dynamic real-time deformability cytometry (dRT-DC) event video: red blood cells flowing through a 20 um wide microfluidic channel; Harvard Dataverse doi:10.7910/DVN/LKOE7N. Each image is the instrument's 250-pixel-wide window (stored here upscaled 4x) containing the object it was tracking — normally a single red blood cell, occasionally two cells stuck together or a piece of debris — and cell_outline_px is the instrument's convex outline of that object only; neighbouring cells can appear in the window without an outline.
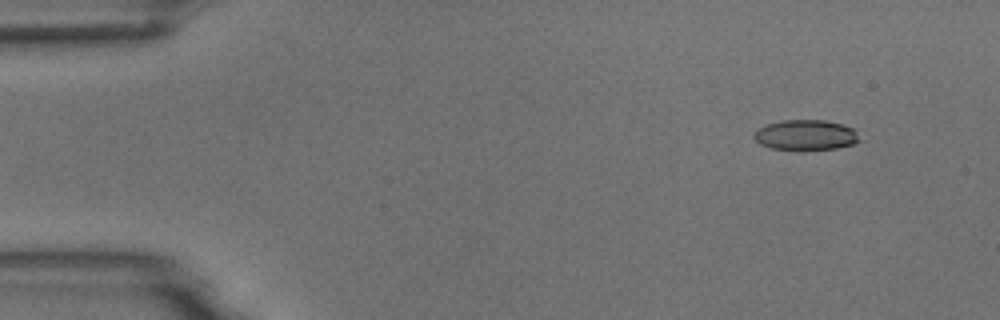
{"species": "common noctule bat (a hibernating species)", "species_latin": "Nyctalus noctula", "temperature_condition": "room temperature", "stored_images_in_passage": 4, "camera_frame_rate_fps": 3000, "um_per_image_px": 0.085, "animal": {"sex": "male", "body_mass_g": 18.8}, "frame": {"image": 1, "passage_image": 1, "time_ms": 0.0, "image_size_px": [1000, 320], "cell_outline_px": [[860, 140], [852, 144], [836, 148], [804, 152], [772, 148], [760, 144], [752, 136], [760, 128], [768, 124], [784, 120], [824, 120], [840, 124], [852, 128], [856, 132]], "centroid_in_image_um": [68.48, 11.51], "position_along_channel_um": 16.5, "area_um2": 18.79}}
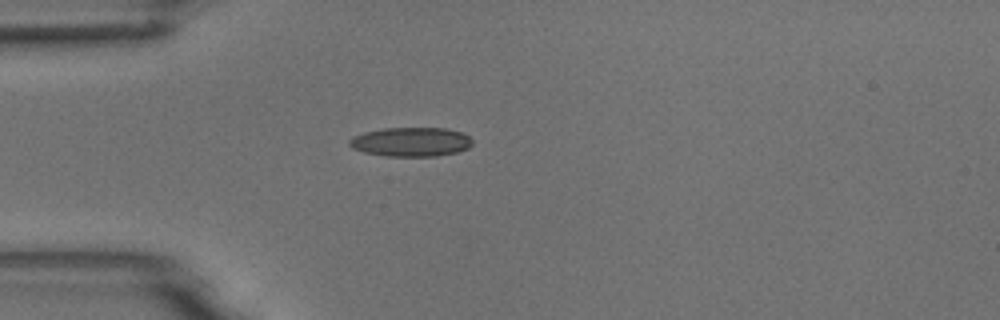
{"frame": {"image": 2, "passage_image": 4, "time_ms": 1.0, "image_size_px": [1000, 320], "cell_outline_px": [[472, 144], [468, 148], [456, 152], [436, 156], [384, 156], [364, 152], [352, 148], [348, 144], [348, 140], [352, 136], [364, 132], [384, 128], [444, 128], [460, 132], [468, 136], [472, 140]], "centroid_in_image_um": [34.89, 12.06], "position_along_channel_um": 50.1, "area_um2": 20.92}}